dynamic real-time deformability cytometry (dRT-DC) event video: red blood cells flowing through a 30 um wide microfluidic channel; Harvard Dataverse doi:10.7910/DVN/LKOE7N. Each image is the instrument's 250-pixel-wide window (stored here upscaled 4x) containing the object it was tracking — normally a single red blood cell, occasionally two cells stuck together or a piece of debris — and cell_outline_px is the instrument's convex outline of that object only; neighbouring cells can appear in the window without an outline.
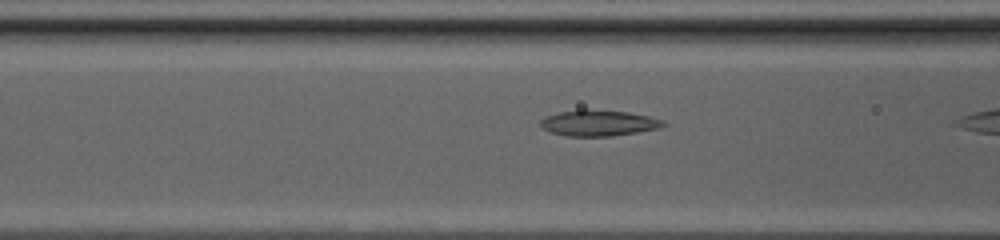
{"species": "common noctule bat (a hibernating species)", "species_latin": "Nyctalus noctula", "temperature_condition": "cold", "stored_images_in_passage": 16, "camera_frame_rate_fps": 3000, "um_per_image_px": 0.085, "animal": {"sex": "female", "body_mass_g": 20.0, "forearm_length_mm": 54.0}, "frame": {"image": 1, "passage_image": 14, "time_ms": 4.333, "image_size_px": [1000, 240], "cell_outline_px": [[668, 124], [660, 128], [612, 136], [568, 136], [552, 132], [540, 128], [540, 120], [548, 116], [560, 112], [584, 108], [628, 112], [648, 116], [664, 120]], "centroid_in_image_um": [50.9, 10.44], "position_along_channel_um": 115.7, "area_um2": 18.67}}